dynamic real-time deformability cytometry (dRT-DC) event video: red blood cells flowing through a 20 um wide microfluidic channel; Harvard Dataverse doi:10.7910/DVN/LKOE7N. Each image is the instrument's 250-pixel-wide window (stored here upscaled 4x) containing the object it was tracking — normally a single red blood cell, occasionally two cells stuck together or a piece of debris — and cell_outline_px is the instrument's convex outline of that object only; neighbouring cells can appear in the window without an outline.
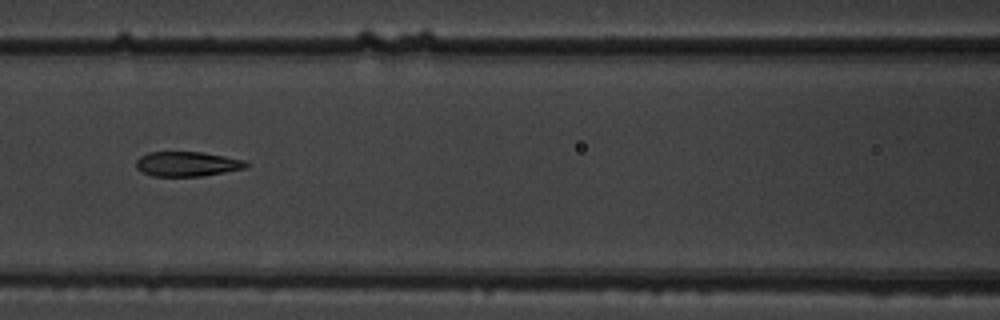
{"species": "common noctule bat (a hibernating species)", "species_latin": "Nyctalus noctula", "temperature_condition": "warm", "stored_images_in_passage": 10, "camera_frame_rate_fps": 3000, "um_per_image_px": 0.085, "animal": {"sex": "male", "body_mass_g": 19.5, "forearm_length_mm": 54.6}, "frame": {"image": 1, "passage_image": 7, "time_ms": 2.0, "image_size_px": [1000, 320], "cell_outline_px": [[248, 164], [244, 168], [204, 176], [152, 176], [136, 168], [136, 160], [140, 156], [148, 152], [200, 152], [224, 156], [244, 160]], "centroid_in_image_um": [15.87, 13.94], "position_along_channel_um": 150.7, "area_um2": 15.72}}
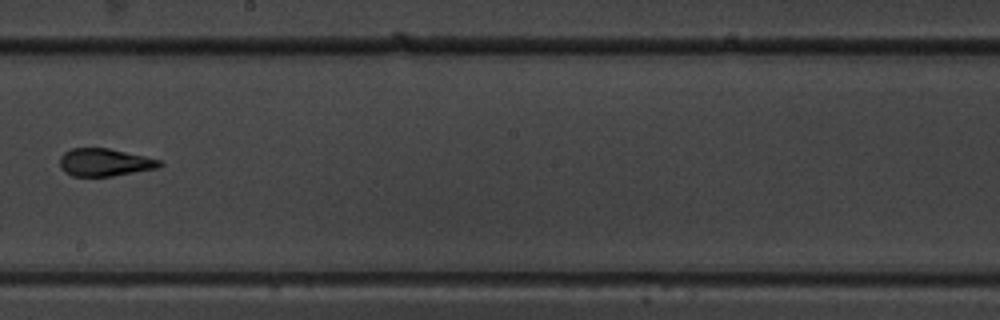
{"frame": {"image": 2, "passage_image": 9, "time_ms": 2.667, "image_size_px": [1000, 320], "cell_outline_px": [[164, 164], [160, 168], [112, 176], [72, 176], [64, 172], [60, 168], [60, 156], [64, 152], [72, 148], [108, 148], [164, 160]], "centroid_in_image_um": [8.94, 13.8], "position_along_channel_um": 239.3, "area_um2": 16.36}}
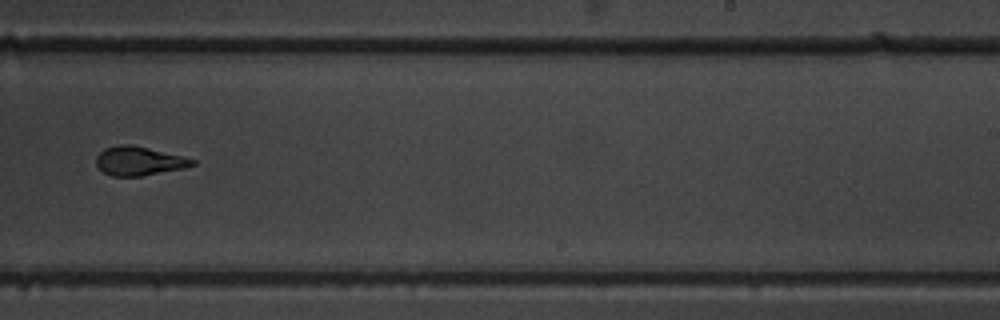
{"frame": {"image": 3, "passage_image": 10, "time_ms": 3.0, "image_size_px": [1000, 320], "cell_outline_px": [[196, 164], [184, 168], [140, 176], [112, 176], [104, 172], [96, 164], [96, 156], [104, 148], [120, 144], [132, 144], [196, 160]], "centroid_in_image_um": [11.78, 13.68], "position_along_channel_um": 277.2, "area_um2": 16.01}}